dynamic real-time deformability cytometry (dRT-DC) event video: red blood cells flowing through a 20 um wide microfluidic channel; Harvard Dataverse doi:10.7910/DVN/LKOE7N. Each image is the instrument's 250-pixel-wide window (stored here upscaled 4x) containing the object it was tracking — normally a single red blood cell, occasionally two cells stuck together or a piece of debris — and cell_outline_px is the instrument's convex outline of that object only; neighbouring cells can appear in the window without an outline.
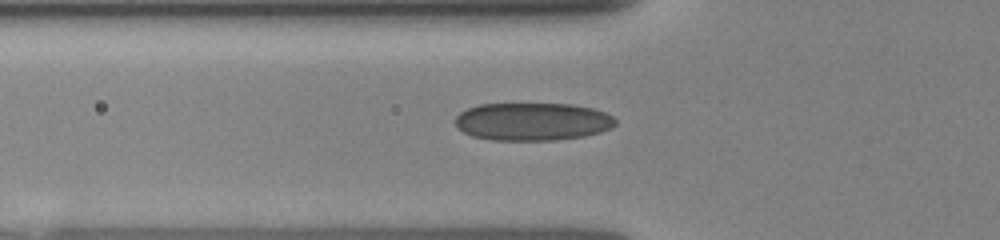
{"species": "human", "species_latin": "Homo sapiens", "temperature_condition": "room temperature", "stored_images_in_passage": 13, "camera_frame_rate_fps": 3000, "um_per_image_px": 0.085, "donor": {"sex": "female"}, "frame": {"image": 1, "passage_image": 5, "time_ms": 0.667, "image_size_px": [1000, 240], "cell_outline_px": [[616, 124], [612, 128], [600, 132], [584, 136], [556, 140], [492, 140], [472, 136], [456, 128], [452, 120], [460, 112], [468, 108], [480, 104], [572, 104], [592, 108], [604, 112], [612, 116], [616, 120]], "centroid_in_image_um": [45.23, 10.34], "position_along_channel_um": 80.6, "area_um2": 35.6}}
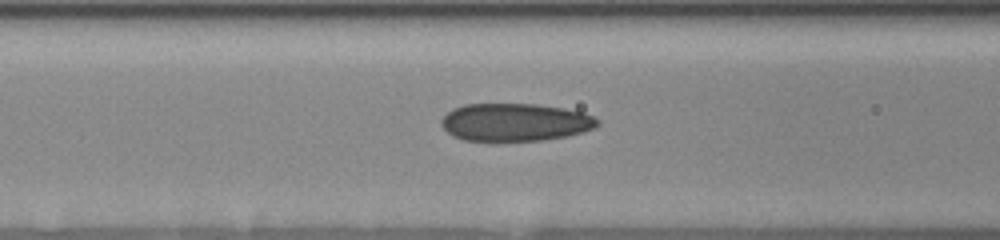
{"frame": {"image": 2, "passage_image": 10, "time_ms": 1.667, "image_size_px": [1000, 240], "cell_outline_px": [[600, 124], [596, 128], [584, 132], [568, 136], [544, 140], [464, 140], [452, 136], [440, 124], [440, 120], [452, 108], [464, 104], [536, 104], [564, 108], [584, 112], [600, 120]], "centroid_in_image_um": [43.82, 10.38], "position_along_channel_um": 122.8, "area_um2": 34.56}}